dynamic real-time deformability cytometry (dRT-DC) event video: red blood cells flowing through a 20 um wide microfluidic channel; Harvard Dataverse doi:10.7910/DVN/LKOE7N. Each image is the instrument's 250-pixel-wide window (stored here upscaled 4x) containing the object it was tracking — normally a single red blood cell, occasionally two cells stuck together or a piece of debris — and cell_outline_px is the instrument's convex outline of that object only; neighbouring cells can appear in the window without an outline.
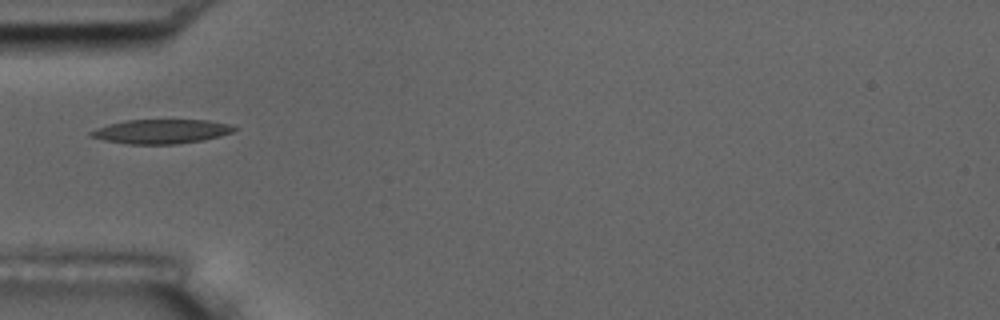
{"species": "common noctule bat (a hibernating species)", "species_latin": "Nyctalus noctula", "temperature_condition": "room temperature", "stored_images_in_passage": 3, "camera_frame_rate_fps": 3000, "um_per_image_px": 0.085, "animal": {"sex": "male", "body_mass_g": 17.5, "forearm_length_mm": 52.3}, "frame": {"image": 1, "passage_image": 3, "time_ms": 2.0, "image_size_px": [1000, 320], "cell_outline_px": [[236, 128], [232, 132], [220, 136], [204, 140], [176, 144], [128, 144], [104, 140], [88, 136], [88, 132], [96, 128], [108, 124], [124, 120], [208, 120], [228, 124]], "centroid_in_image_um": [13.65, 11.17], "position_along_channel_um": 71.3, "area_um2": 20.29}}